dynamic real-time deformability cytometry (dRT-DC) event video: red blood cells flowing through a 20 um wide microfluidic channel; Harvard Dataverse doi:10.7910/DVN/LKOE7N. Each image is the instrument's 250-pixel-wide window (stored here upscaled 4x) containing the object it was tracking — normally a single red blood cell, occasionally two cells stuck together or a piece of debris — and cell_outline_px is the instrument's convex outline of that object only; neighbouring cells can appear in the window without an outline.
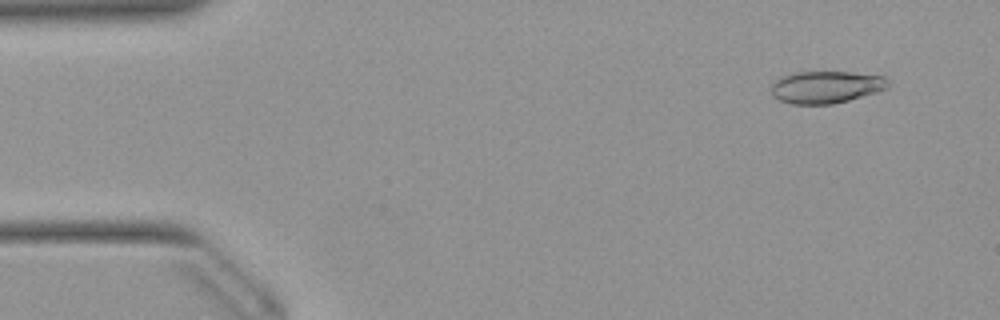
{"species": "Egyptian fruit bat (a non-hibernating species)", "species_latin": "Rousettus aegyptiacus", "temperature_condition": "warm", "stored_images_in_passage": 48, "camera_frame_rate_fps": 3000, "um_per_image_px": 0.085, "animal": {"sex": "female"}, "frame": {"image": 1, "passage_image": 1, "time_ms": 0.0, "image_size_px": [1000, 320], "cell_outline_px": [[888, 88], [876, 92], [848, 100], [832, 104], [792, 104], [780, 100], [772, 96], [772, 84], [780, 76], [792, 72], [848, 72], [884, 76], [888, 80]], "centroid_in_image_um": [70.19, 7.39], "position_along_channel_um": 14.8, "area_um2": 21.91}}
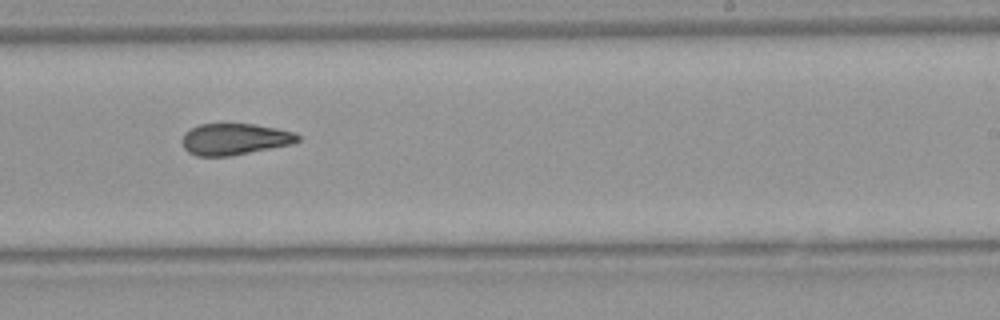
{"frame": {"image": 2, "passage_image": 28, "time_ms": 9.0, "image_size_px": [1000, 320], "cell_outline_px": [[300, 140], [292, 144], [228, 156], [196, 156], [188, 152], [184, 148], [180, 140], [184, 132], [200, 124], [256, 124], [296, 132], [300, 136]], "centroid_in_image_um": [19.93, 11.82], "position_along_channel_um": 269.1, "area_um2": 21.27}}
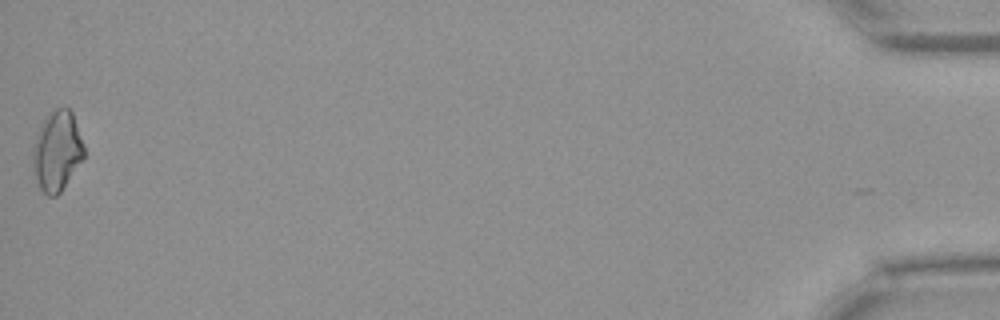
{"frame": {"image": 3, "passage_image": 48, "time_ms": 15.667, "image_size_px": [1000, 320], "cell_outline_px": [[84, 156], [60, 192], [56, 196], [48, 196], [40, 188], [36, 180], [32, 164], [32, 148], [36, 132], [44, 116], [48, 112], [64, 104], [72, 112], [84, 144]], "centroid_in_image_um": [4.81, 12.77], "position_along_channel_um": 430.4, "area_um2": 24.16}, "authors_computed_cell_mechanics": {"area_um2": 22.0796, "velocity_mm_per_s": 3.9588, "shape_relaxation_time_tau1_ms": 9.9072, "shape_relaxation_time_tau2_ms": 6.4883, "deformation_change_tau1": 0.2154, "deformation_change_tau2": 0.1546}}